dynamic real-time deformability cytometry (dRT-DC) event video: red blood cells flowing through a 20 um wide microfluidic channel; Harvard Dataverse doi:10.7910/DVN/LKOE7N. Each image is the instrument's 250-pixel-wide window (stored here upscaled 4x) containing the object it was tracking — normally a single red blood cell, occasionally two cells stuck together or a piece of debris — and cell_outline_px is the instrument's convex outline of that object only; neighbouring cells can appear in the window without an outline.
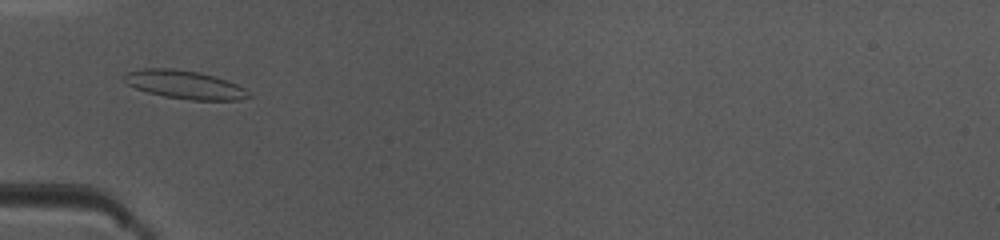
{"species": "common noctule bat (a hibernating species)", "species_latin": "Nyctalus noctula", "temperature_condition": "warm", "stored_images_in_passage": 42, "camera_frame_rate_fps": 3000, "um_per_image_px": 0.085, "animal": {"sex": "female", "body_mass_g": 10.0, "forearm_length_mm": 53.1}, "frame": {"image": 1, "passage_image": 16, "time_ms": 5.0, "image_size_px": [1000, 240], "cell_outline_px": [[252, 96], [236, 100], [192, 100], [164, 96], [148, 92], [136, 88], [128, 84], [124, 80], [124, 72], [144, 68], [172, 68], [200, 72], [228, 80], [244, 88]], "centroid_in_image_um": [15.69, 7.18], "position_along_channel_um": 69.3, "area_um2": 20.52}}
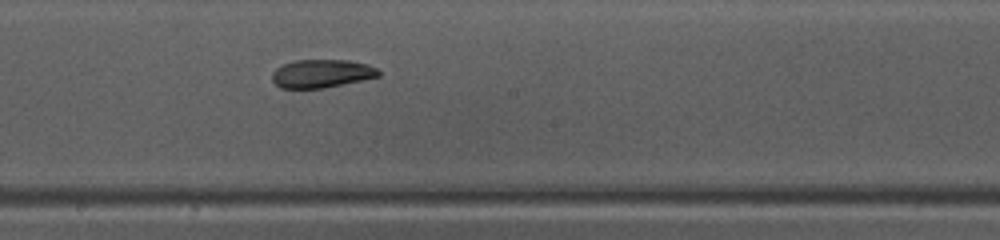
{"frame": {"image": 2, "passage_image": 27, "time_ms": 8.667, "image_size_px": [1000, 240], "cell_outline_px": [[380, 76], [364, 80], [324, 88], [280, 88], [272, 80], [272, 72], [276, 68], [284, 64], [296, 60], [348, 60], [368, 64], [376, 68], [380, 72]], "centroid_in_image_um": [27.35, 6.25], "position_along_channel_um": 220.8, "area_um2": 17.57}}
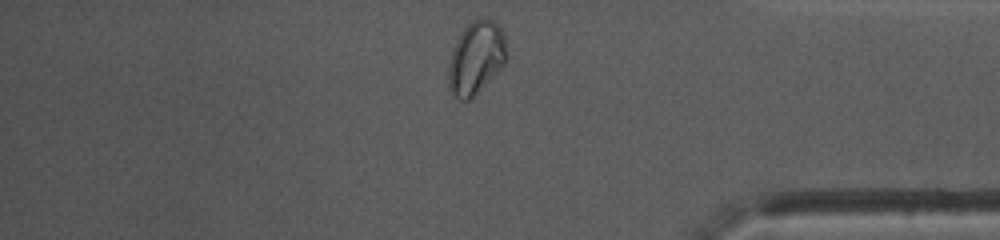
{"frame": {"image": 3, "passage_image": 41, "time_ms": 13.333, "image_size_px": [1000, 240], "cell_outline_px": [[508, 60], [468, 100], [460, 100], [448, 88], [448, 68], [452, 48], [456, 40], [464, 28], [476, 16], [488, 16], [496, 20], [504, 32], [508, 56]], "centroid_in_image_um": [40.49, 4.81], "position_along_channel_um": 394.7, "area_um2": 25.03}, "authors_computed_cell_mechanics": {"area_um2": 19.363, "velocity_mm_per_s": 4.1173, "shape_relaxation_time_tau1_ms": 7.2402, "shape_relaxation_time_tau2_ms": 2.0751, "deformation_change_tau1": 0.1961, "deformation_change_tau2": 0.0736}}